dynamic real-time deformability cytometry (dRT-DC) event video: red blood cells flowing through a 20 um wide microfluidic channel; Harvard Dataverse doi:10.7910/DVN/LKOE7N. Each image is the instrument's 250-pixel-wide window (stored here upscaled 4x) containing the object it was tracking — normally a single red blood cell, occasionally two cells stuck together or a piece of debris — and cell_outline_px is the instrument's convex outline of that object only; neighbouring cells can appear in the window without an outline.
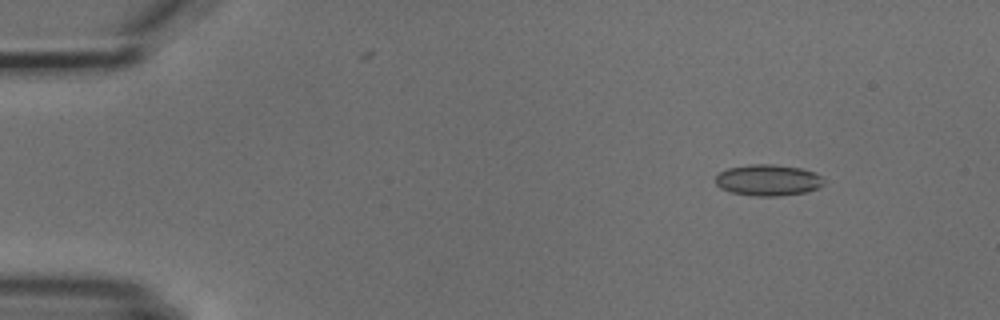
{"species": "common noctule bat (a hibernating species)", "species_latin": "Nyctalus noctula", "temperature_condition": "cold", "stored_images_in_passage": 4, "camera_frame_rate_fps": 3000, "um_per_image_px": 0.085, "animal": {"sex": "male", "body_mass_g": 18.8}, "frame": {"image": 1, "passage_image": 2, "time_ms": 1.333, "image_size_px": [1000, 320], "cell_outline_px": [[824, 184], [816, 188], [804, 192], [780, 196], [756, 196], [732, 192], [720, 188], [716, 184], [716, 176], [720, 172], [728, 168], [748, 164], [772, 164], [800, 168], [816, 172], [824, 180]], "centroid_in_image_um": [65.28, 15.3], "position_along_channel_um": 19.7, "area_um2": 19.65}}
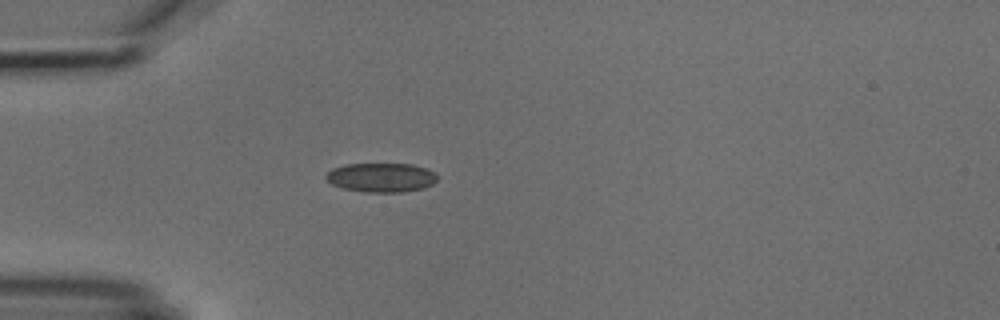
{"frame": {"image": 2, "passage_image": 4, "time_ms": 4.333, "image_size_px": [1000, 320], "cell_outline_px": [[436, 180], [432, 184], [424, 188], [400, 192], [364, 192], [340, 188], [332, 184], [324, 176], [332, 168], [344, 164], [412, 164], [428, 168], [436, 176]], "centroid_in_image_um": [32.37, 15.08], "position_along_channel_um": 52.6, "area_um2": 18.96}}